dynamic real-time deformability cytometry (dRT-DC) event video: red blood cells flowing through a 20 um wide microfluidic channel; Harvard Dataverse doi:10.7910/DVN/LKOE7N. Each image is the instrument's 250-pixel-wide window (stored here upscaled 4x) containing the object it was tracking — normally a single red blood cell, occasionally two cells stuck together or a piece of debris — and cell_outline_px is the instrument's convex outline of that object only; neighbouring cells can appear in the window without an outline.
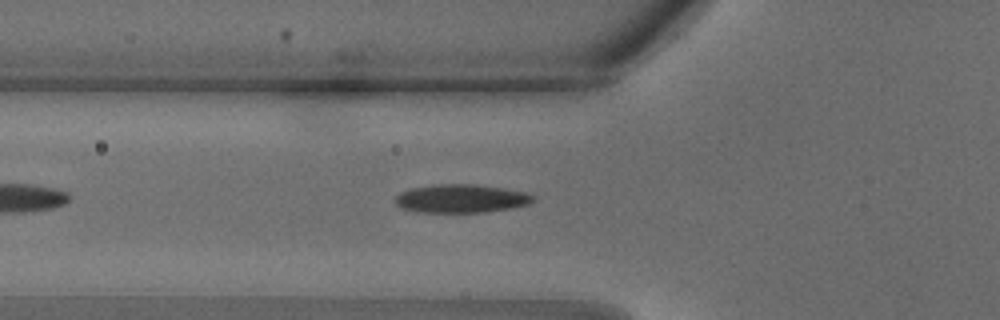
{"species": "common noctule bat (a hibernating species)", "species_latin": "Nyctalus noctula", "temperature_condition": "warm", "stored_images_in_passage": 26, "segment_of_instrument_passage": [1, 2], "camera_frame_rate_fps": 3000, "um_per_image_px": 0.085, "animal": {"sex": "male", "body_mass_g": 18.8}, "frame": {"image": 1, "passage_image": 4, "time_ms": 1.0, "image_size_px": [1000, 320], "cell_outline_px": [[536, 200], [528, 204], [512, 208], [484, 212], [420, 212], [400, 208], [396, 204], [396, 196], [400, 192], [412, 188], [440, 184], [476, 184], [504, 188], [524, 192], [536, 196]], "centroid_in_image_um": [39.23, 16.88], "position_along_channel_um": 86.6, "area_um2": 22.83}}
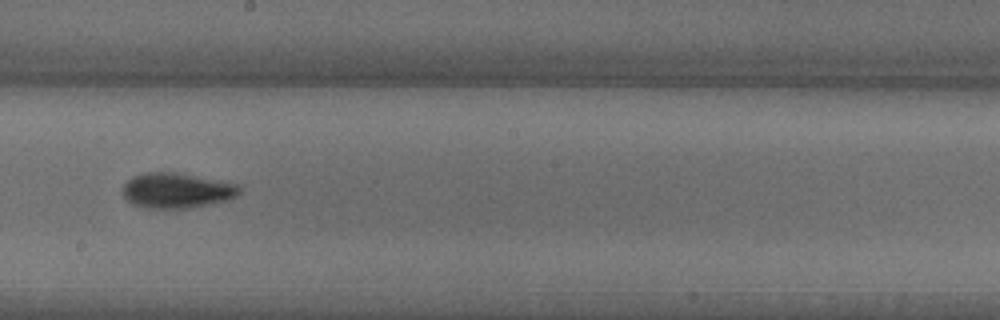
{"frame": {"image": 2, "passage_image": 11, "time_ms": 3.333, "image_size_px": [1000, 320], "cell_outline_px": [[240, 192], [236, 196], [228, 200], [188, 208], [152, 208], [132, 204], [124, 196], [124, 184], [132, 176], [148, 172], [172, 172], [240, 184]], "centroid_in_image_um": [15.04, 16.19], "position_along_channel_um": 233.2, "area_um2": 23.64}}
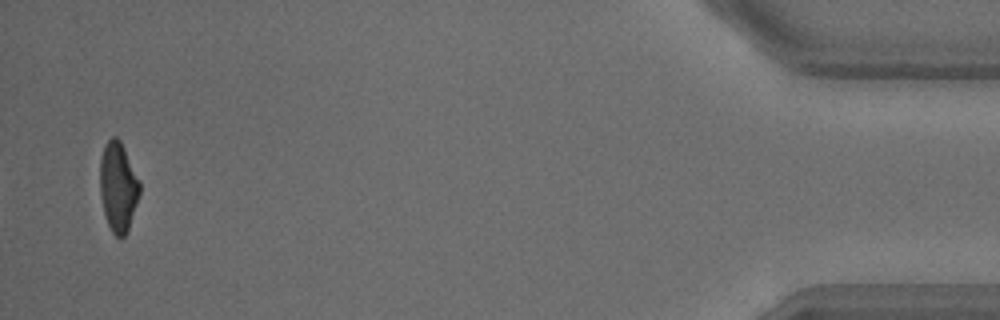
{"frame": {"image": 3, "passage_image": 24, "time_ms": 7.667, "image_size_px": [1000, 320], "cell_outline_px": [[140, 192], [128, 228], [124, 236], [120, 240], [112, 232], [104, 216], [100, 196], [100, 160], [104, 144], [112, 136], [116, 136], [120, 140], [140, 180]], "centroid_in_image_um": [10.02, 15.87], "position_along_channel_um": 425.2, "area_um2": 20.81}}